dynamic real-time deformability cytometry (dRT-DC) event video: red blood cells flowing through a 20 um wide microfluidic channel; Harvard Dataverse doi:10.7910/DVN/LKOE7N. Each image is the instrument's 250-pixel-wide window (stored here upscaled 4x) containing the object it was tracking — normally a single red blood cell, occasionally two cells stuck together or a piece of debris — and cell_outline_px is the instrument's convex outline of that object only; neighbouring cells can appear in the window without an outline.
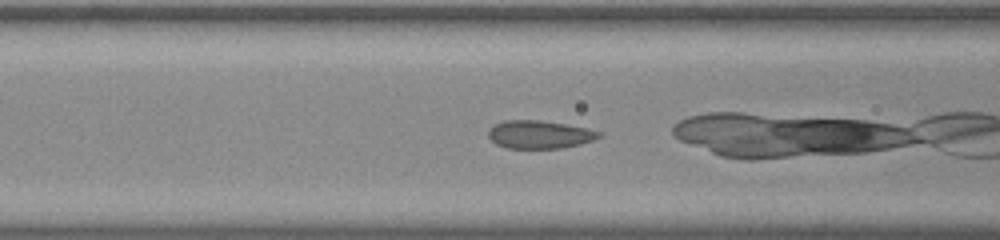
{"species": "common noctule bat (a hibernating species)", "species_latin": "Nyctalus noctula", "temperature_condition": "room temperature", "stored_images_in_passage": 29, "camera_frame_rate_fps": 3000, "um_per_image_px": 0.085, "animal": {"sex": "male", "body_mass_g": 20.0, "forearm_length_mm": 53.3}, "frame": {"image": 1, "passage_image": 8, "time_ms": 2.333, "image_size_px": [1000, 240], "cell_outline_px": [[604, 132], [600, 136], [592, 140], [580, 144], [560, 148], [508, 148], [496, 144], [488, 136], [488, 128], [504, 120], [540, 120], [588, 128]], "centroid_in_image_um": [45.86, 11.42], "position_along_channel_um": 120.7, "area_um2": 18.03}}
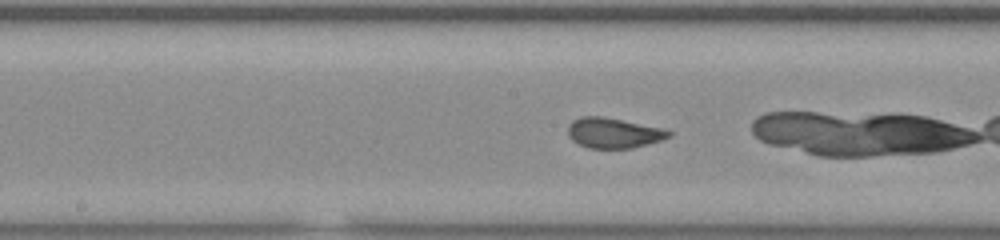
{"frame": {"image": 2, "passage_image": 14, "time_ms": 4.333, "image_size_px": [1000, 240], "cell_outline_px": [[672, 136], [660, 140], [632, 148], [588, 148], [572, 140], [568, 136], [568, 124], [572, 120], [580, 116], [604, 116], [660, 128], [672, 132]], "centroid_in_image_um": [52.1, 11.29], "position_along_channel_um": 196.1, "area_um2": 17.69}}
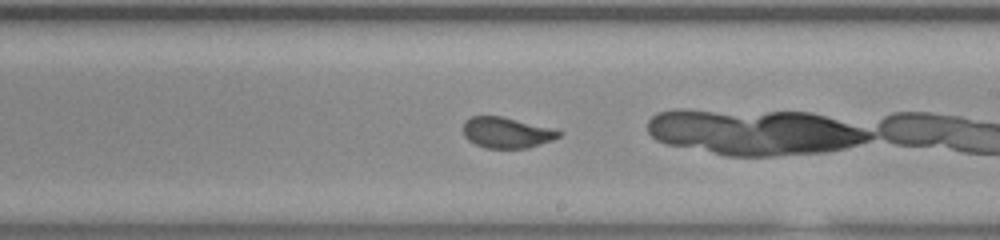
{"frame": {"image": 3, "passage_image": 18, "time_ms": 5.667, "image_size_px": [1000, 240], "cell_outline_px": [[564, 132], [560, 136], [552, 140], [528, 148], [484, 148], [468, 140], [464, 136], [464, 120], [472, 116], [500, 116]], "centroid_in_image_um": [43.02, 11.28], "position_along_channel_um": 246.0, "area_um2": 16.88}}